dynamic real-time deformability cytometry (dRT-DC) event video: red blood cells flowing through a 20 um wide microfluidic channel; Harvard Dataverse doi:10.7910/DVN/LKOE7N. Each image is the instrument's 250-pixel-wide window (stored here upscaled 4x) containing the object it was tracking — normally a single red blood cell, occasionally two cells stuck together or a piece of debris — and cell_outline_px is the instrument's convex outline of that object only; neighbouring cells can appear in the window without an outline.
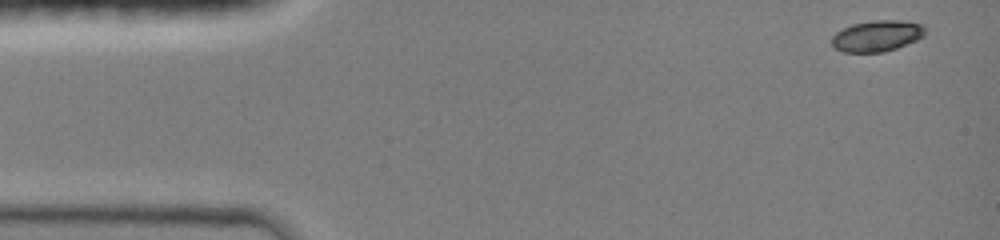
{"species": "common noctule bat (a hibernating species)", "species_latin": "Nyctalus noctula", "temperature_condition": "room temperature", "stored_images_in_passage": 10, "camera_frame_rate_fps": 3000, "um_per_image_px": 0.085, "animal": {"sex": "female", "body_mass_g": 19.0, "forearm_length_mm": 51.5}, "frame": {"image": 1, "passage_image": 1, "time_ms": 0.0, "image_size_px": [1000, 240], "cell_outline_px": [[924, 36], [916, 40], [896, 48], [884, 52], [844, 52], [836, 48], [832, 44], [832, 36], [836, 32], [852, 24], [872, 20], [900, 20], [920, 24], [924, 28]], "centroid_in_image_um": [74.53, 3.05], "position_along_channel_um": 10.5, "area_um2": 16.76}}
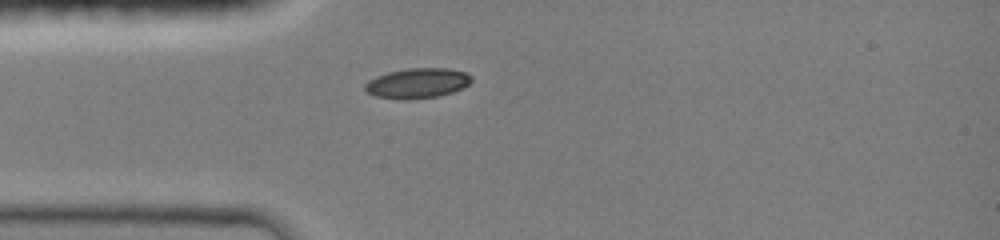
{"frame": {"image": 2, "passage_image": 9, "time_ms": 3.333, "image_size_px": [1000, 240], "cell_outline_px": [[472, 80], [468, 84], [452, 92], [436, 96], [408, 100], [404, 100], [376, 96], [368, 92], [364, 88], [364, 84], [368, 80], [376, 76], [388, 72], [408, 68], [448, 68], [464, 72], [472, 76]], "centroid_in_image_um": [35.45, 7.06], "position_along_channel_um": 49.6, "area_um2": 18.55}}